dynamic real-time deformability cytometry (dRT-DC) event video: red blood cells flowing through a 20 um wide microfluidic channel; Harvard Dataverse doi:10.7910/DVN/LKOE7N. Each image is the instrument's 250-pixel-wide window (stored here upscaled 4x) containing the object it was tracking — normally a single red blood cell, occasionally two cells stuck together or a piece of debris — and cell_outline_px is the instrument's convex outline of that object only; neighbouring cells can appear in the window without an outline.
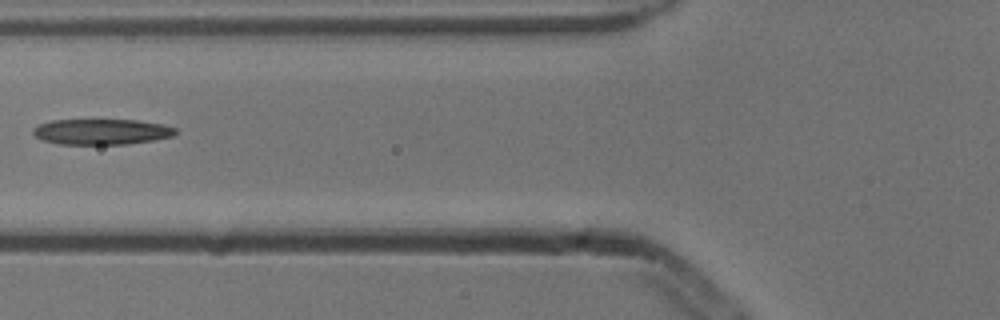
{"species": "common noctule bat (a hibernating species)", "species_latin": "Nyctalus noctula", "temperature_condition": "cold", "stored_images_in_passage": 4, "camera_frame_rate_fps": 3000, "um_per_image_px": 0.085, "animal": {"sex": "male", "body_mass_g": 13.3}, "frame": {"image": 1, "passage_image": 3, "time_ms": 0.667, "image_size_px": [1000, 320], "cell_outline_px": [[176, 132], [172, 136], [152, 140], [128, 144], [56, 144], [44, 140], [36, 136], [32, 132], [32, 128], [40, 124], [52, 120], [140, 120], [164, 124], [176, 128]], "centroid_in_image_um": [8.63, 11.19], "position_along_channel_um": 117.2, "area_um2": 21.27}}
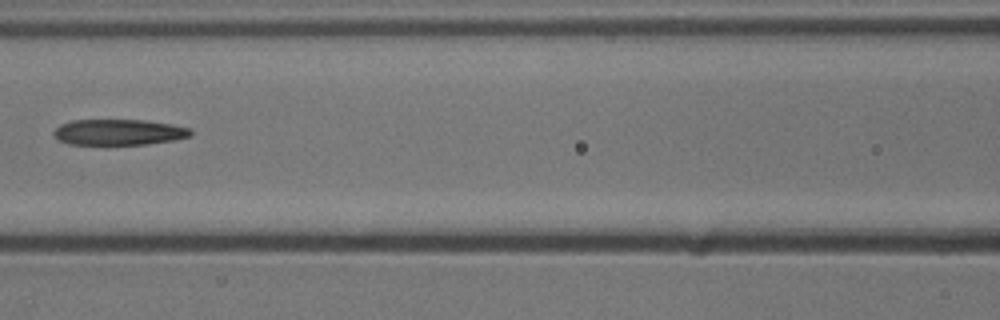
{"frame": {"image": 2, "passage_image": 4, "time_ms": 1.0, "image_size_px": [1000, 320], "cell_outline_px": [[192, 136], [176, 140], [148, 144], [68, 144], [56, 140], [52, 132], [60, 124], [72, 120], [144, 120], [172, 124], [192, 128]], "centroid_in_image_um": [10.11, 11.23], "position_along_channel_um": 156.5, "area_um2": 20.87}}